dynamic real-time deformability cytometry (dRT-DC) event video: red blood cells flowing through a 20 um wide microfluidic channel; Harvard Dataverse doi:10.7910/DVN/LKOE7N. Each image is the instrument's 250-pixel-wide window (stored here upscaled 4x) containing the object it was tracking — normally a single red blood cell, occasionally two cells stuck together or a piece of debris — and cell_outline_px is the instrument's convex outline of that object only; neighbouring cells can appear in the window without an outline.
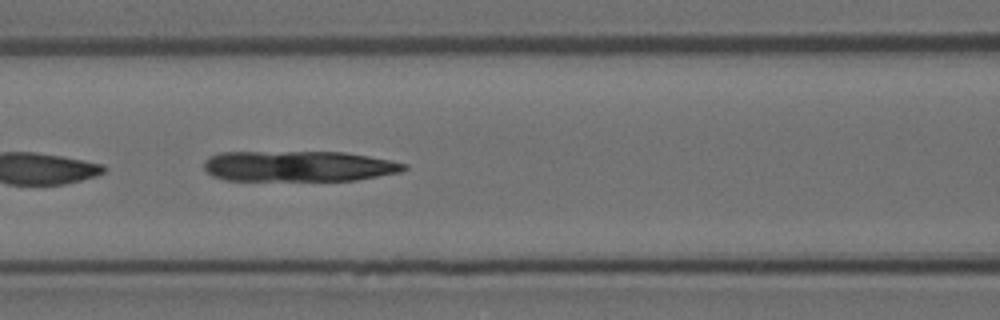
{"species": "Egyptian fruit bat (a non-hibernating species)", "species_latin": "Rousettus aegyptiacus", "temperature_condition": "room temperature", "stored_images_in_passage": 25, "camera_frame_rate_fps": 3000, "um_per_image_px": 0.085, "animal": {"sex": "female"}, "frame": {"image": 1, "passage_image": 12, "time_ms": 3.667, "image_size_px": [1000, 320], "cell_outline_px": [[408, 168], [400, 172], [356, 180], [224, 180], [212, 176], [204, 168], [204, 160], [208, 156], [220, 152], [344, 152], [368, 156], [408, 164]], "centroid_in_image_um": [25.35, 14.12], "position_along_channel_um": 141.3, "area_um2": 35.78}}